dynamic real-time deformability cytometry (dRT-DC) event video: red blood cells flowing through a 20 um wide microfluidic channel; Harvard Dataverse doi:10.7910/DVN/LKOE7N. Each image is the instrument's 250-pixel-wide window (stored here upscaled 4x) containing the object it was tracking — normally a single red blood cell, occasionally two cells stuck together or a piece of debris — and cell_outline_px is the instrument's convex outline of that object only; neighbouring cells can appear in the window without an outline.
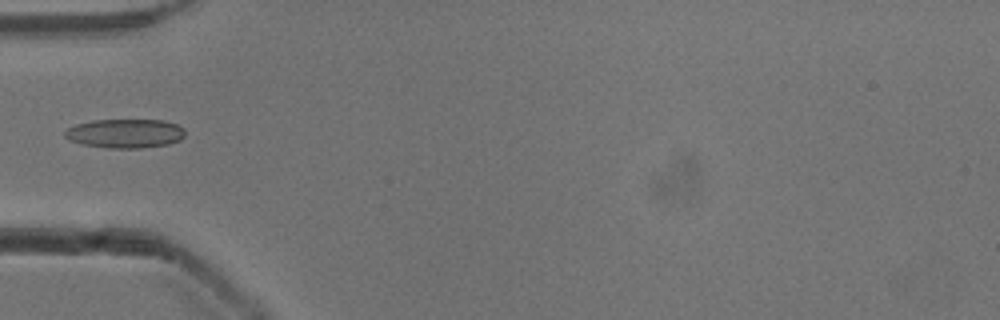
{"species": "common noctule bat (a hibernating species)", "species_latin": "Nyctalus noctula", "temperature_condition": "cold", "stored_images_in_passage": 36, "camera_frame_rate_fps": 3000, "um_per_image_px": 0.085, "animal": {"sex": "male", "body_mass_g": 13.3}, "frame": {"image": 1, "passage_image": 1, "time_ms": 0.0, "image_size_px": [1000, 320], "cell_outline_px": [[184, 136], [180, 140], [168, 144], [140, 148], [108, 148], [80, 144], [68, 140], [64, 136], [64, 132], [68, 128], [76, 124], [92, 120], [164, 120], [176, 124], [184, 128]], "centroid_in_image_um": [10.61, 11.34], "position_along_channel_um": 74.4, "area_um2": 20.46}}
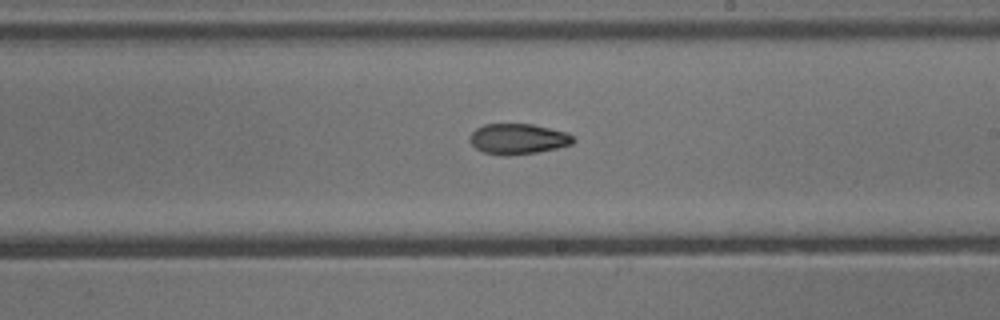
{"frame": {"image": 2, "passage_image": 14, "time_ms": 4.333, "image_size_px": [1000, 320], "cell_outline_px": [[576, 140], [572, 144], [556, 148], [536, 152], [508, 156], [504, 156], [484, 152], [476, 148], [468, 140], [472, 132], [476, 128], [484, 124], [532, 124], [568, 132]], "centroid_in_image_um": [44.03, 11.8], "position_along_channel_um": 245.0, "area_um2": 18.44}}
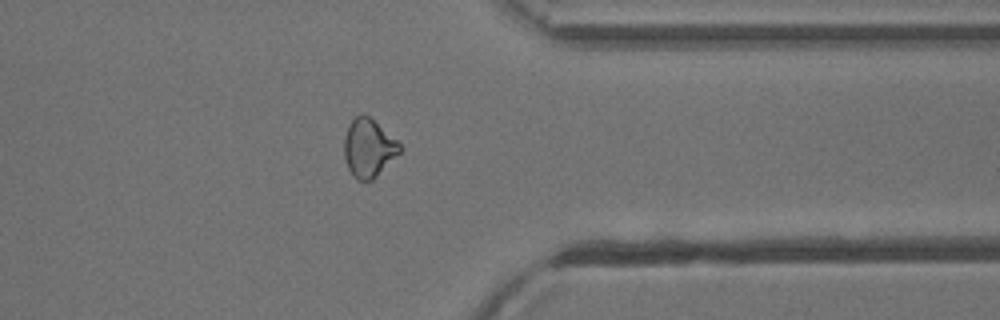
{"frame": {"image": 3, "passage_image": 25, "time_ms": 8.0, "image_size_px": [1000, 320], "cell_outline_px": [[404, 148], [372, 180], [356, 180], [352, 176], [344, 160], [344, 136], [348, 124], [360, 112], [364, 112], [396, 140]], "centroid_in_image_um": [31.29, 12.56], "position_along_channel_um": 380.1, "area_um2": 18.9}}